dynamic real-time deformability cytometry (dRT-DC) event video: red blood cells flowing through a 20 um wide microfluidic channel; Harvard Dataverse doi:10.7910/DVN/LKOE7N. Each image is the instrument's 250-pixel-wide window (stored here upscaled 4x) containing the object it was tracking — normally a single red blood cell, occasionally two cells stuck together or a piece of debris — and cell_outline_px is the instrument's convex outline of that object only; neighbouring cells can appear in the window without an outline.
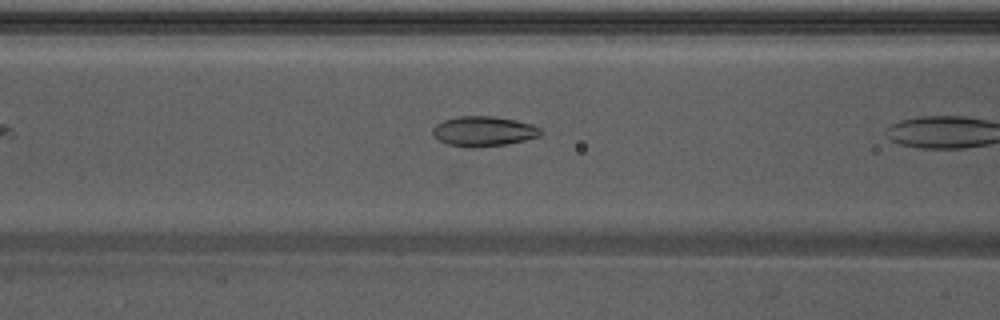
{"species": "Egyptian fruit bat (a non-hibernating species)", "species_latin": "Rousettus aegyptiacus", "temperature_condition": "warm", "stored_images_in_passage": 9, "camera_frame_rate_fps": 3000, "um_per_image_px": 0.085, "animal": {"sex": "male"}, "frame": {"image": 1, "passage_image": 8, "time_ms": 2.333, "image_size_px": [1000, 320], "cell_outline_px": [[544, 132], [540, 136], [508, 144], [448, 144], [432, 136], [432, 128], [436, 124], [444, 120], [460, 116], [496, 116], [516, 120], [532, 124], [540, 128]], "centroid_in_image_um": [41.15, 11.1], "position_along_channel_um": 125.5, "area_um2": 18.15}}